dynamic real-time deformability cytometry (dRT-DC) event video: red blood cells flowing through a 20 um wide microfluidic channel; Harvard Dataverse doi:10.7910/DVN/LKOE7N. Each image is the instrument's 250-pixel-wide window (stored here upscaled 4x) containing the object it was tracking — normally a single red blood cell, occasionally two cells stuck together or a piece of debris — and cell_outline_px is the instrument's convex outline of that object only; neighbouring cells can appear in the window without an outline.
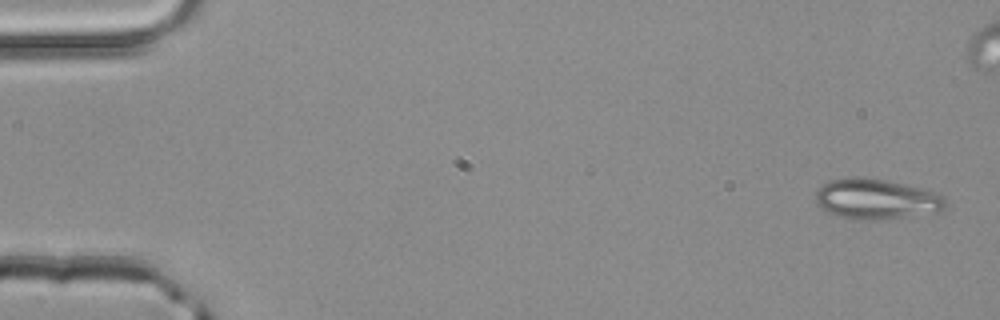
{"species": "common noctule bat (a hibernating species)", "species_latin": "Nyctalus noctula", "temperature_condition": "room temperature", "stored_images_in_passage": 5, "segment_of_instrument_passage": [1, 2], "camera_frame_rate_fps": 3000, "um_per_image_px": 0.085, "animal": {"sex": "male", "body_mass_g": 20.4}, "frame": {"image": 1, "passage_image": 1, "time_ms": 0.0, "image_size_px": [1000, 320], "cell_outline_px": [[948, 208], [936, 212], [880, 220], [856, 220], [836, 216], [820, 208], [816, 204], [816, 188], [832, 180], [884, 180], [916, 188], [944, 196], [948, 204]], "centroid_in_image_um": [74.48, 16.99], "position_along_channel_um": 10.5, "area_um2": 29.65}}
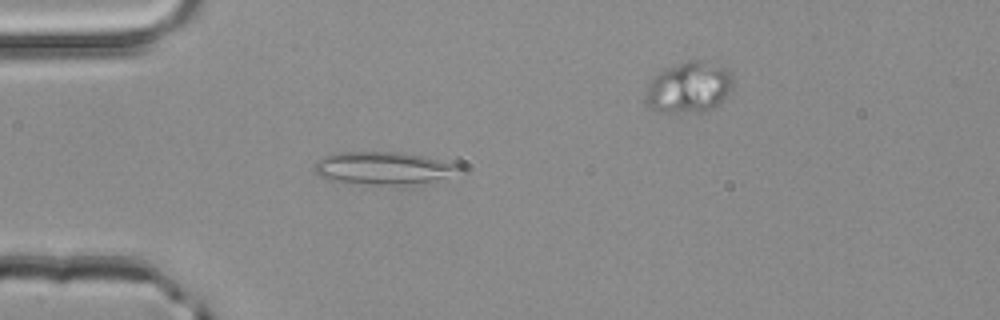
{"frame": {"image": 2, "passage_image": 4, "time_ms": 1.0, "image_size_px": [1000, 320], "cell_outline_px": [[464, 172], [432, 180], [404, 184], [360, 184], [328, 180], [320, 176], [312, 168], [316, 160], [336, 152], [400, 152], [424, 156], [460, 164], [464, 168]], "centroid_in_image_um": [32.58, 14.28], "position_along_channel_um": 52.4, "area_um2": 27.63}}